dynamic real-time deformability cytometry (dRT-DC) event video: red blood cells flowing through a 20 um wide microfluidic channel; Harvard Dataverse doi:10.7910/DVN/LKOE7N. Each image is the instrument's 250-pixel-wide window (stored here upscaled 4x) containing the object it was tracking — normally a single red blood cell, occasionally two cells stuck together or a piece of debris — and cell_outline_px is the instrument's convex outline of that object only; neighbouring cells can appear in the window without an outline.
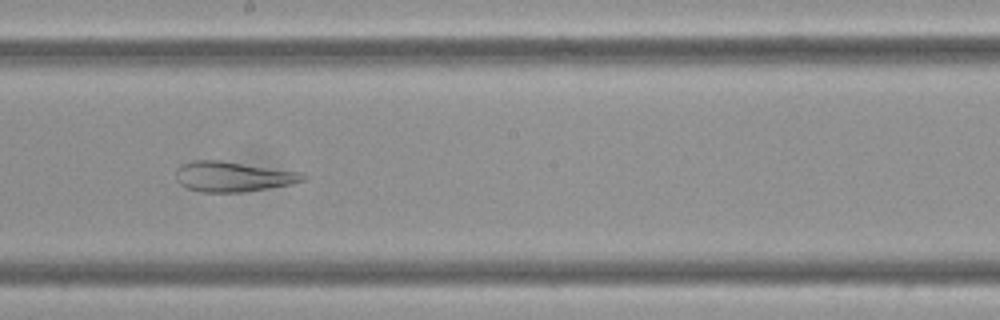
{"species": "Egyptian fruit bat (a non-hibernating species)", "species_latin": "Rousettus aegyptiacus", "temperature_condition": "cold", "stored_images_in_passage": 56, "camera_frame_rate_fps": 3000, "um_per_image_px": 0.085, "frame": {"image": 1, "passage_image": 29, "time_ms": 9.333, "image_size_px": [1000, 320], "cell_outline_px": [[308, 176], [304, 180], [288, 184], [244, 192], [200, 192], [188, 188], [180, 184], [176, 180], [176, 168], [180, 164], [192, 160], [220, 160], [304, 172]], "centroid_in_image_um": [19.78, 14.99], "position_along_channel_um": 228.4, "area_um2": 22.48}}
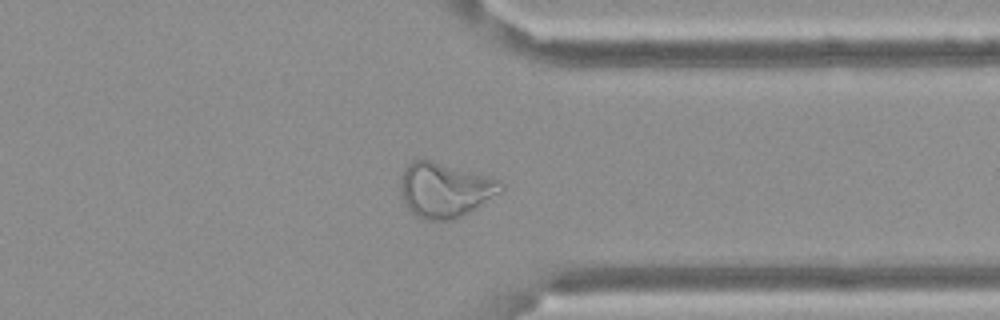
{"frame": {"image": 2, "passage_image": 42, "time_ms": 13.667, "image_size_px": [1000, 320], "cell_outline_px": [[504, 188], [500, 192], [476, 208], [456, 220], [424, 220], [412, 212], [408, 208], [404, 200], [400, 188], [400, 180], [404, 168], [412, 160], [432, 160], [492, 176], [504, 184]], "centroid_in_image_um": [37.83, 16.13], "position_along_channel_um": 373.6, "area_um2": 32.19}}